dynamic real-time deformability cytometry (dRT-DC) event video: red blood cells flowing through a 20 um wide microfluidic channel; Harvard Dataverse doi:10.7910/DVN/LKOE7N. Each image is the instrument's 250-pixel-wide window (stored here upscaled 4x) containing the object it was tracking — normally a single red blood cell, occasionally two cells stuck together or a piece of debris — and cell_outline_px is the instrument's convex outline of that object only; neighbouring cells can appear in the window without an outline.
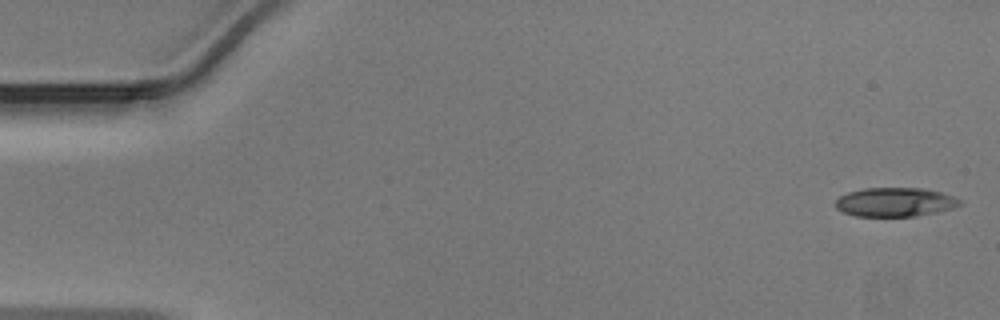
{"species": "Egyptian fruit bat (a non-hibernating species)", "species_latin": "Rousettus aegyptiacus", "temperature_condition": "warm", "stored_images_in_passage": 26, "camera_frame_rate_fps": 3000, "um_per_image_px": 0.085, "animal": {"sex": "male"}, "frame": {"image": 1, "passage_image": 1, "time_ms": 0.0, "image_size_px": [1000, 320], "cell_outline_px": [[964, 204], [956, 208], [940, 212], [916, 216], [856, 216], [844, 212], [836, 208], [836, 200], [840, 196], [848, 192], [864, 188], [924, 188], [940, 192], [964, 200]], "centroid_in_image_um": [76.16, 17.18], "position_along_channel_um": 8.8, "area_um2": 21.27}}
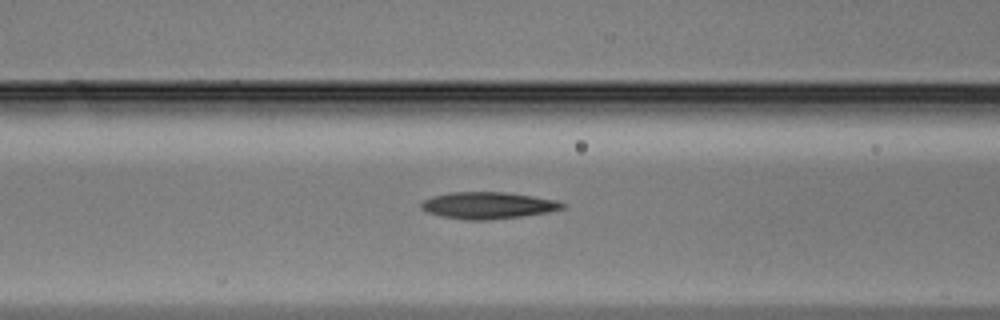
{"frame": {"image": 2, "passage_image": 19, "time_ms": 6.0, "image_size_px": [1000, 320], "cell_outline_px": [[568, 204], [564, 208], [548, 212], [524, 216], [488, 220], [460, 220], [440, 216], [424, 212], [420, 208], [420, 204], [424, 200], [432, 196], [448, 192], [508, 192], [556, 200]], "centroid_in_image_um": [41.44, 17.46], "position_along_channel_um": 125.2, "area_um2": 22.43}}
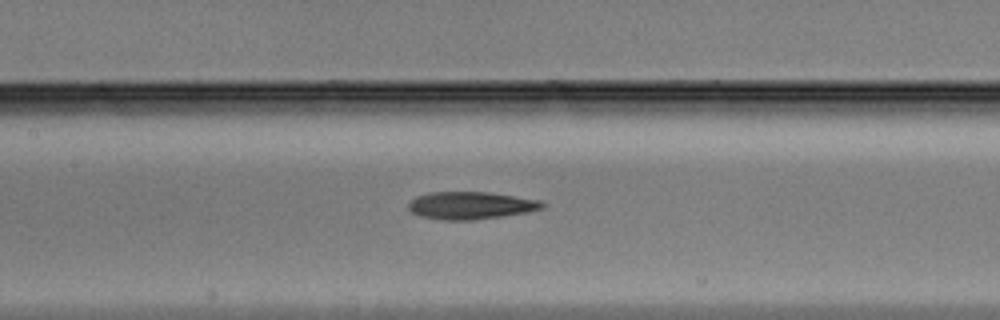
{"frame": {"image": 3, "passage_image": 22, "time_ms": 7.0, "image_size_px": [1000, 320], "cell_outline_px": [[548, 204], [544, 208], [532, 212], [476, 220], [436, 220], [420, 216], [412, 212], [408, 208], [408, 204], [416, 196], [428, 192], [488, 192], [544, 200]], "centroid_in_image_um": [40.09, 17.47], "position_along_channel_um": 167.3, "area_um2": 22.02}}